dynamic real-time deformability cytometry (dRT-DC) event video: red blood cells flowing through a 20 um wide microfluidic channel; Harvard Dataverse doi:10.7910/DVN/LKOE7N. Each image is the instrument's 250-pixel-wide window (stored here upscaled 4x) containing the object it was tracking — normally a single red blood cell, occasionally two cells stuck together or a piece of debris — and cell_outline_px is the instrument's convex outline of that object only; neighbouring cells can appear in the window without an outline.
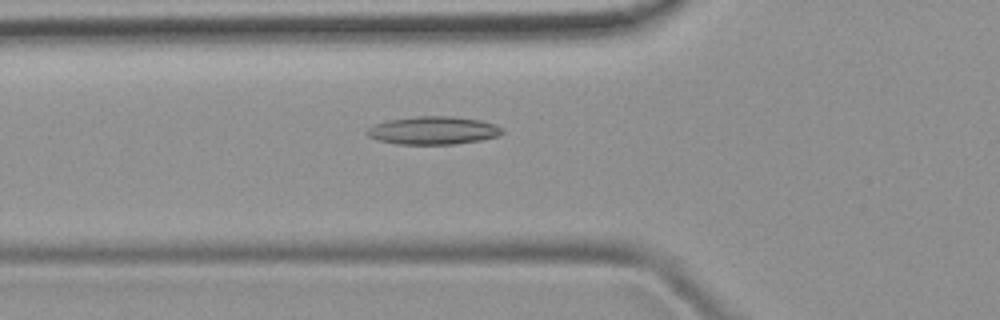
{"species": "common noctule bat (a hibernating species)", "species_latin": "Nyctalus noctula", "temperature_condition": "room temperature", "stored_images_in_passage": 49, "camera_frame_rate_fps": 3000, "um_per_image_px": 0.085, "animal": {"sex": "female", "body_mass_g": 19.9}, "frame": {"image": 1, "passage_image": 17, "time_ms": 5.333, "image_size_px": [1000, 320], "cell_outline_px": [[504, 132], [496, 136], [480, 140], [452, 144], [396, 144], [376, 140], [368, 136], [364, 132], [368, 128], [376, 124], [388, 120], [416, 116], [452, 116], [480, 120], [496, 124]], "centroid_in_image_um": [36.78, 11.08], "position_along_channel_um": 89.0, "area_um2": 22.02}}
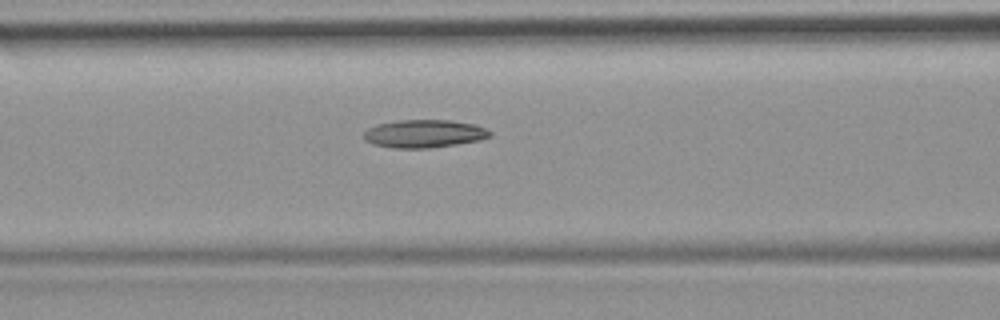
{"frame": {"image": 2, "passage_image": 20, "time_ms": 6.333, "image_size_px": [1000, 320], "cell_outline_px": [[492, 136], [480, 140], [456, 144], [428, 148], [392, 148], [372, 144], [364, 140], [364, 132], [368, 128], [376, 124], [396, 120], [448, 120], [476, 124], [492, 132]], "centroid_in_image_um": [36.03, 11.36], "position_along_channel_um": 130.6, "area_um2": 20.69}}
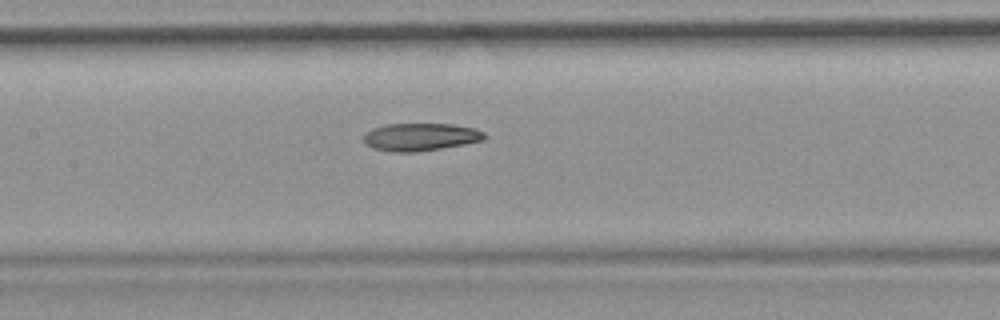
{"frame": {"image": 3, "passage_image": 23, "time_ms": 7.333, "image_size_px": [1000, 320], "cell_outline_px": [[488, 136], [484, 140], [464, 144], [416, 152], [392, 152], [372, 148], [364, 140], [364, 136], [372, 128], [384, 124], [452, 124], [476, 128], [484, 132]], "centroid_in_image_um": [35.78, 11.63], "position_along_channel_um": 171.6, "area_um2": 19.48}}